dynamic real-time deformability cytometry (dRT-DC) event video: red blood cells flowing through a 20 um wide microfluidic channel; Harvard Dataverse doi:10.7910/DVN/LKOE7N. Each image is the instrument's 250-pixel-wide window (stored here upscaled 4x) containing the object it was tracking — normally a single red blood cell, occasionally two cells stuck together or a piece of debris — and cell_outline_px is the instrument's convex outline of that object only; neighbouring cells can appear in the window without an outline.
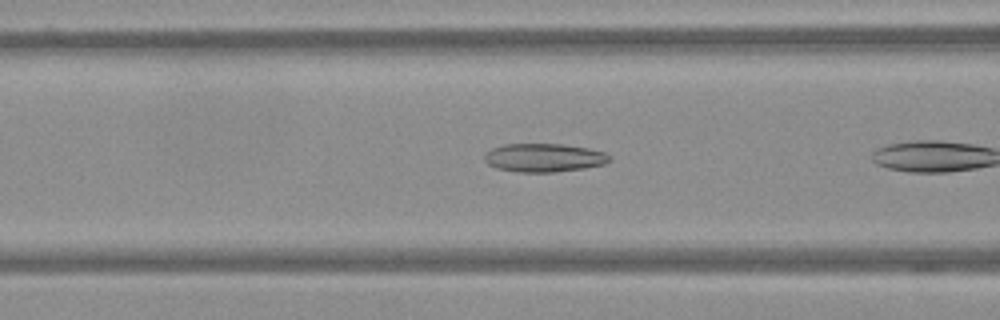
{"species": "Egyptian fruit bat (a non-hibernating species)", "species_latin": "Rousettus aegyptiacus", "temperature_condition": "warm", "stored_images_in_passage": 8, "camera_frame_rate_fps": 3000, "um_per_image_px": 0.085, "frame": {"image": 1, "passage_image": 6, "time_ms": 1.667, "image_size_px": [1000, 320], "cell_outline_px": [[612, 160], [604, 164], [584, 168], [552, 172], [516, 172], [496, 168], [488, 164], [484, 160], [484, 156], [492, 148], [504, 144], [560, 144], [588, 148], [604, 152]], "centroid_in_image_um": [46.22, 13.41], "position_along_channel_um": 120.4, "area_um2": 20.63}}